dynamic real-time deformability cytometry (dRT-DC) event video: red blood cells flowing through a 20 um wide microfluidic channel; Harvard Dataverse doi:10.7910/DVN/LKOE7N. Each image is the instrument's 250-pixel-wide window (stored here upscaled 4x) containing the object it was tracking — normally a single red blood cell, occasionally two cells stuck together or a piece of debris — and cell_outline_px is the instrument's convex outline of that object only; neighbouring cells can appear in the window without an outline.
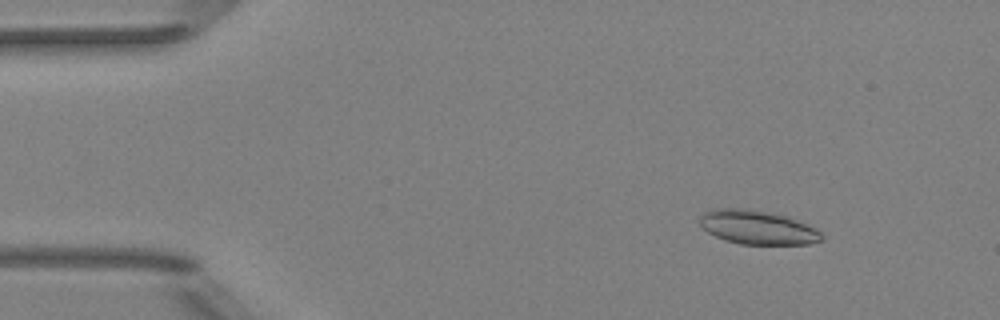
{"species": "Egyptian fruit bat (a non-hibernating species)", "species_latin": "Rousettus aegyptiacus", "temperature_condition": "room temperature", "stored_images_in_passage": 46, "camera_frame_rate_fps": 3000, "um_per_image_px": 0.085, "animal": {"sex": "female"}, "frame": {"image": 1, "passage_image": 1, "time_ms": 0.0, "image_size_px": [1000, 320], "cell_outline_px": [[824, 240], [812, 244], [740, 244], [724, 240], [708, 232], [700, 224], [700, 216], [704, 212], [712, 208], [748, 208], [788, 216], [808, 224], [816, 228], [824, 236]], "centroid_in_image_um": [64.42, 19.32], "position_along_channel_um": 20.6, "area_um2": 24.39}}
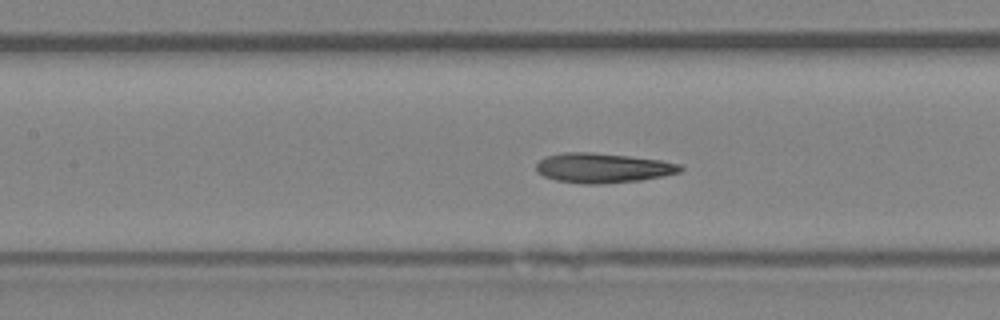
{"frame": {"image": 2, "passage_image": 18, "time_ms": 5.667, "image_size_px": [1000, 320], "cell_outline_px": [[684, 168], [680, 172], [664, 176], [640, 180], [600, 184], [584, 184], [556, 180], [544, 176], [536, 172], [536, 164], [540, 160], [548, 156], [564, 152], [592, 152], [628, 156], [660, 160], [680, 164]], "centroid_in_image_um": [51.24, 14.28], "position_along_channel_um": 156.2, "area_um2": 24.91}}
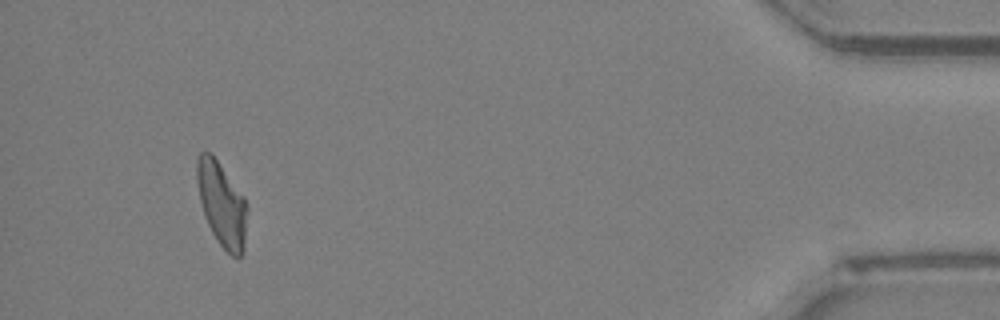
{"frame": {"image": 3, "passage_image": 43, "time_ms": 14.0, "image_size_px": [1000, 320], "cell_outline_px": [[248, 208], [244, 252], [240, 256], [232, 256], [216, 240], [204, 216], [200, 200], [196, 180], [196, 156], [200, 152], [208, 152], [216, 160], [244, 196]], "centroid_in_image_um": [18.85, 17.37], "position_along_channel_um": 416.3, "area_um2": 24.62}, "authors_computed_cell_mechanics": {"area_um2": 24.7962, "velocity_mm_per_s": 3.979, "shape_relaxation_time_tau1_ms": null, "shape_relaxation_time_tau2_ms": 3.6015, "deformation_change_tau1": null, "deformation_change_tau2": 0.1404}}